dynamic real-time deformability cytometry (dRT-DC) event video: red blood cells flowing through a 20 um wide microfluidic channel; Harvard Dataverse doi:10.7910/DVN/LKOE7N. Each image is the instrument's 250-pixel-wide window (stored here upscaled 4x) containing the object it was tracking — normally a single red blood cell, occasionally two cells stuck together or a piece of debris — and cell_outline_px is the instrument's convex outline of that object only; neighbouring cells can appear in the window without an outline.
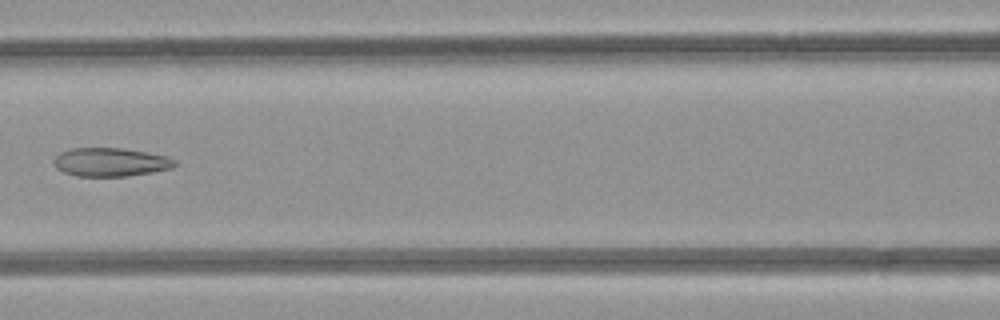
{"species": "common noctule bat (a hibernating species)", "species_latin": "Nyctalus noctula", "temperature_condition": "room temperature", "stored_images_in_passage": 7, "camera_frame_rate_fps": 3000, "um_per_image_px": 0.085, "animal": {"sex": "female", "body_mass_g": 21.9}, "frame": {"image": 1, "passage_image": 6, "time_ms": 6.667, "image_size_px": [1000, 320], "cell_outline_px": [[176, 164], [172, 168], [152, 172], [128, 176], [76, 176], [64, 172], [56, 168], [52, 160], [60, 152], [72, 148], [124, 148], [168, 156], [176, 160]], "centroid_in_image_um": [9.39, 13.77], "position_along_channel_um": 157.2, "area_um2": 20.23}}
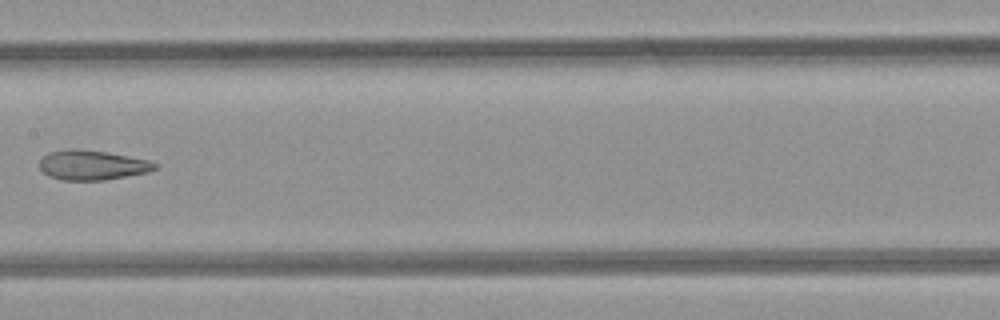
{"frame": {"image": 2, "passage_image": 7, "time_ms": 7.667, "image_size_px": [1000, 320], "cell_outline_px": [[160, 164], [156, 168], [148, 172], [104, 180], [60, 180], [48, 176], [40, 168], [40, 160], [48, 152], [76, 148], [104, 152], [128, 156], [148, 160]], "centroid_in_image_um": [7.83, 14.04], "position_along_channel_um": 199.6, "area_um2": 19.88}}